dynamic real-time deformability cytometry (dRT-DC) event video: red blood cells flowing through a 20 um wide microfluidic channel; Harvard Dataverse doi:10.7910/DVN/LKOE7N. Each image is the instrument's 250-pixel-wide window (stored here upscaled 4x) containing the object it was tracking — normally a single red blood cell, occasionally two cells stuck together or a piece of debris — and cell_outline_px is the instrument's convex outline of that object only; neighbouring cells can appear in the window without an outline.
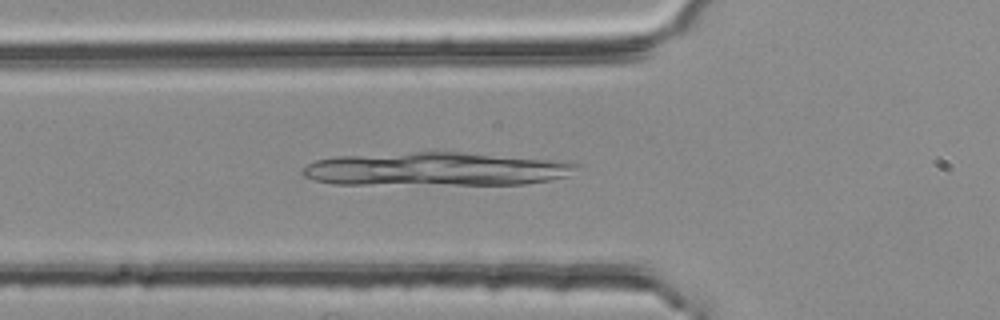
{"species": "common noctule bat (a hibernating species)", "species_latin": "Nyctalus noctula", "temperature_condition": "room temperature", "stored_images_in_passage": 46, "camera_frame_rate_fps": 3000, "um_per_image_px": 0.085, "animal": {"sex": "female", "body_mass_g": 25.1}, "frame": {"image": 1, "passage_image": 11, "time_ms": 3.333, "image_size_px": [1000, 320], "cell_outline_px": [[580, 164], [568, 176], [552, 180], [524, 184], [336, 184], [316, 180], [304, 176], [300, 172], [308, 164], [316, 160], [340, 156], [412, 152], [468, 152], [548, 160]], "centroid_in_image_um": [37.04, 14.37], "position_along_channel_um": 88.8, "area_um2": 53.12}}
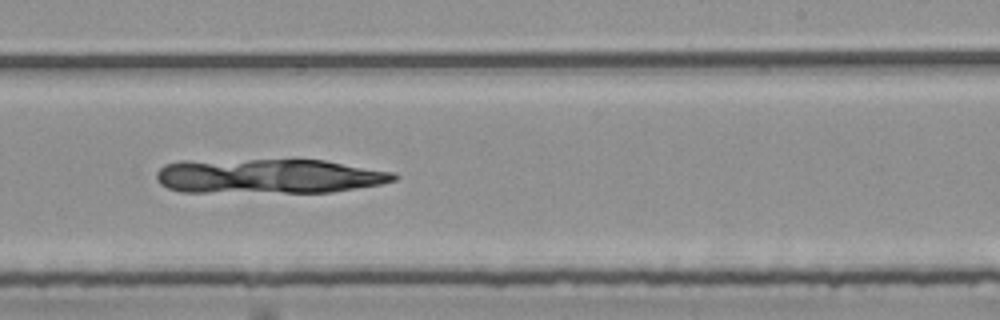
{"frame": {"image": 2, "passage_image": 25, "time_ms": 8.0, "image_size_px": [1000, 320], "cell_outline_px": [[400, 176], [396, 180], [380, 184], [332, 192], [180, 192], [168, 188], [160, 184], [156, 180], [156, 172], [164, 164], [180, 160], [292, 156], [324, 160], [396, 172]], "centroid_in_image_um": [22.8, 14.91], "position_along_channel_um": 266.2, "area_um2": 50.52}}
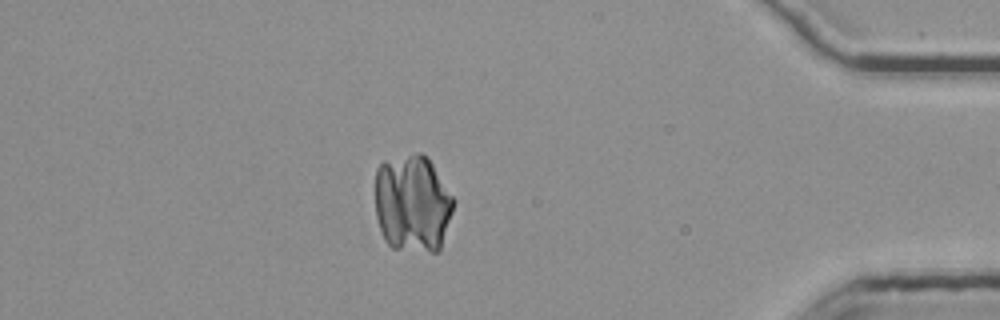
{"frame": {"image": 3, "passage_image": 39, "time_ms": 12.667, "image_size_px": [1000, 320], "cell_outline_px": [[456, 200], [440, 248], [436, 252], [432, 252], [392, 248], [384, 240], [376, 216], [376, 168], [384, 160], [416, 152], [420, 152], [432, 164]], "centroid_in_image_um": [35.05, 17.29], "position_along_channel_um": 400.1, "area_um2": 44.74}}